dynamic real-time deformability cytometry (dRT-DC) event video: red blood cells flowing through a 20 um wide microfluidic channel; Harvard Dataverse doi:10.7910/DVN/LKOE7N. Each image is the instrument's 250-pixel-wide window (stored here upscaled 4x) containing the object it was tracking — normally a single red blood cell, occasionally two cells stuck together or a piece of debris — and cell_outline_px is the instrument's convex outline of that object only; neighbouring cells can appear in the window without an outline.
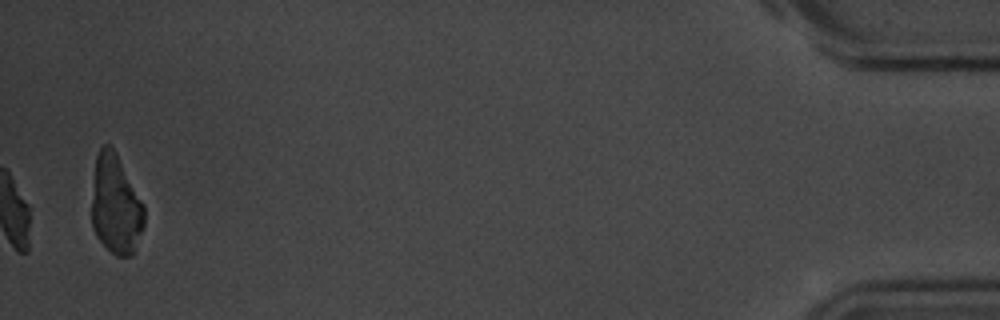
{"species": "common noctule bat (a hibernating species)", "species_latin": "Nyctalus noctula", "temperature_condition": "room temperature", "stored_images_in_passage": 46, "camera_frame_rate_fps": 3000, "um_per_image_px": 0.085, "animal": {"sex": "male", "body_mass_g": 20.1, "forearm_length_mm": 53.5}, "frame": {"image": 1, "passage_image": 46, "time_ms": 15.0, "image_size_px": [1000, 320], "cell_outline_px": [[144, 228], [132, 256], [116, 256], [96, 236], [92, 228], [92, 200], [96, 156], [100, 148], [104, 144], [108, 144], [116, 152], [144, 204]], "centroid_in_image_um": [9.85, 17.42], "position_along_channel_um": 425.3, "area_um2": 30.35}, "authors_computed_cell_mechanics": {"area_um2": 19.1318, "velocity_mm_per_s": 3.6117, "shape_relaxation_time_tau1_ms": 2.4361, "shape_relaxation_time_tau2_ms": 3.7476, "deformation_change_tau1": 0.1174, "deformation_change_tau2": 0.1145}}